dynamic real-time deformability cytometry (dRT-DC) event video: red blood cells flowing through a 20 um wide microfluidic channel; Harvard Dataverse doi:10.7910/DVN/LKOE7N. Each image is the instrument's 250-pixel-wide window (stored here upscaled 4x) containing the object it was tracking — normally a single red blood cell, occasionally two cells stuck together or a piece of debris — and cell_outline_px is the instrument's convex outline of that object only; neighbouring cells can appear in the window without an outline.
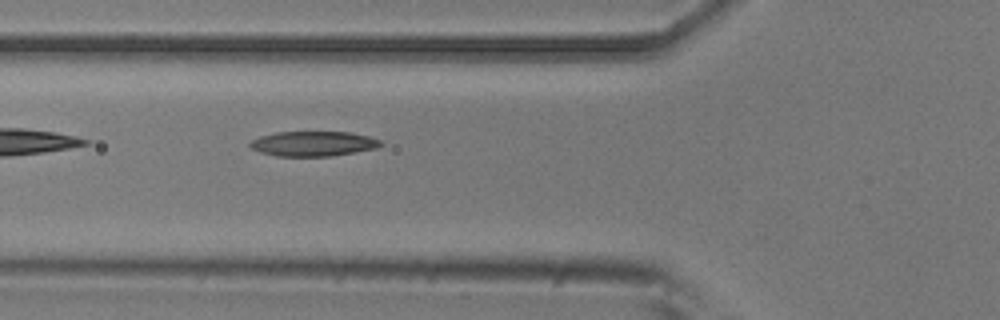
{"species": "common noctule bat (a hibernating species)", "species_latin": "Nyctalus noctula", "temperature_condition": "room temperature", "stored_images_in_passage": 2, "camera_frame_rate_fps": 3000, "um_per_image_px": 0.085, "animal": {"sex": "male", "body_mass_g": 20.5, "forearm_length_mm": 52.5}, "frame": {"image": 1, "passage_image": 2, "time_ms": 0.333, "image_size_px": [1000, 320], "cell_outline_px": [[384, 144], [376, 148], [332, 156], [276, 156], [260, 152], [252, 148], [248, 144], [252, 140], [260, 136], [276, 132], [352, 132], [368, 136], [380, 140]], "centroid_in_image_um": [26.63, 12.21], "position_along_channel_um": 99.2, "area_um2": 18.96}}